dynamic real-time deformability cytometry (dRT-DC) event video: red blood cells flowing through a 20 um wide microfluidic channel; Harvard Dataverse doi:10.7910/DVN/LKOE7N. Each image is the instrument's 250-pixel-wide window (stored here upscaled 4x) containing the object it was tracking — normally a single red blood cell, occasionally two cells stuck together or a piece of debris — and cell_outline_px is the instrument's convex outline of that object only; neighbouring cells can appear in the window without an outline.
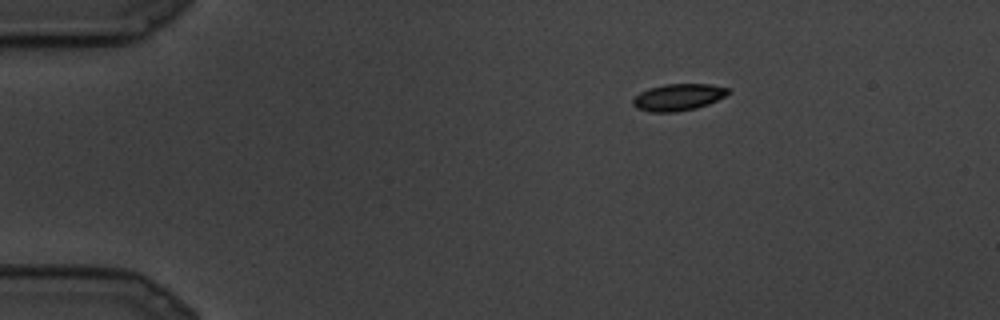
{"species": "common noctule bat (a hibernating species)", "species_latin": "Nyctalus noctula", "temperature_condition": "cold", "stored_images_in_passage": 10, "camera_frame_rate_fps": 3000, "um_per_image_px": 0.085, "animal": {"sex": "male", "body_mass_g": 19.5, "forearm_length_mm": 54.6}, "frame": {"image": 1, "passage_image": 1, "time_ms": 0.0, "image_size_px": [1000, 320], "cell_outline_px": [[728, 92], [724, 96], [708, 104], [696, 108], [676, 112], [648, 112], [636, 108], [632, 104], [632, 100], [640, 92], [648, 88], [664, 84], [712, 84], [728, 88]], "centroid_in_image_um": [57.6, 8.26], "position_along_channel_um": 27.4, "area_um2": 14.85}}
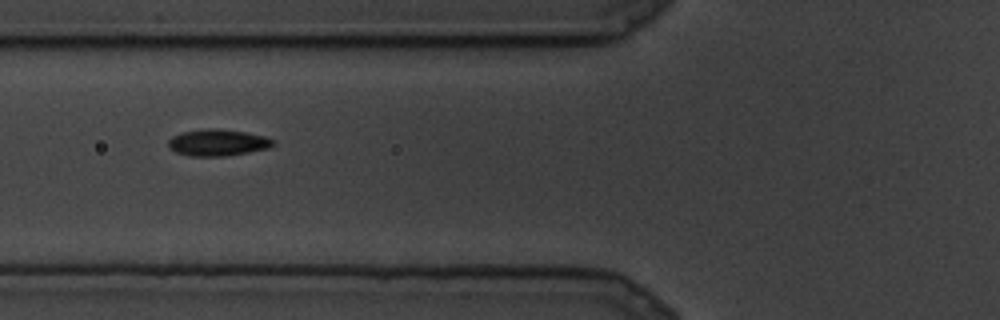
{"frame": {"image": 2, "passage_image": 7, "time_ms": 2.0, "image_size_px": [1000, 320], "cell_outline_px": [[276, 144], [268, 148], [228, 156], [188, 156], [176, 152], [168, 148], [168, 140], [172, 136], [184, 132], [216, 128], [244, 132], [264, 136], [276, 140]], "centroid_in_image_um": [18.52, 12.13], "position_along_channel_um": 107.3, "area_um2": 16.18}}
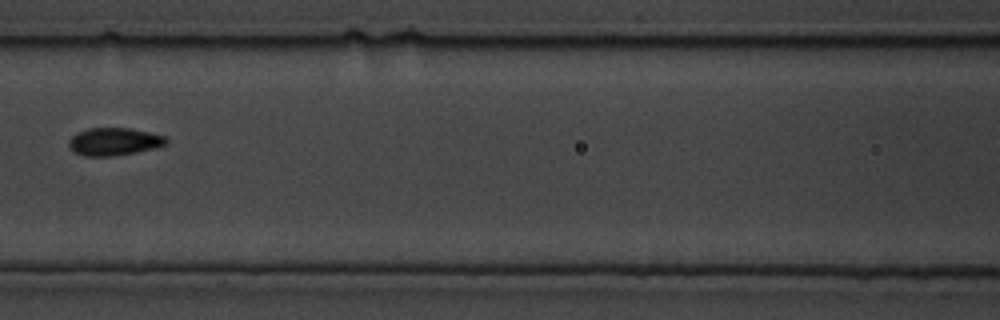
{"frame": {"image": 3, "passage_image": 9, "time_ms": 2.667, "image_size_px": [1000, 320], "cell_outline_px": [[168, 144], [136, 152], [116, 156], [84, 156], [72, 152], [68, 144], [68, 140], [76, 132], [88, 128], [132, 128], [164, 136], [168, 140]], "centroid_in_image_um": [9.65, 12.04], "position_along_channel_um": 157.0, "area_um2": 15.84}}